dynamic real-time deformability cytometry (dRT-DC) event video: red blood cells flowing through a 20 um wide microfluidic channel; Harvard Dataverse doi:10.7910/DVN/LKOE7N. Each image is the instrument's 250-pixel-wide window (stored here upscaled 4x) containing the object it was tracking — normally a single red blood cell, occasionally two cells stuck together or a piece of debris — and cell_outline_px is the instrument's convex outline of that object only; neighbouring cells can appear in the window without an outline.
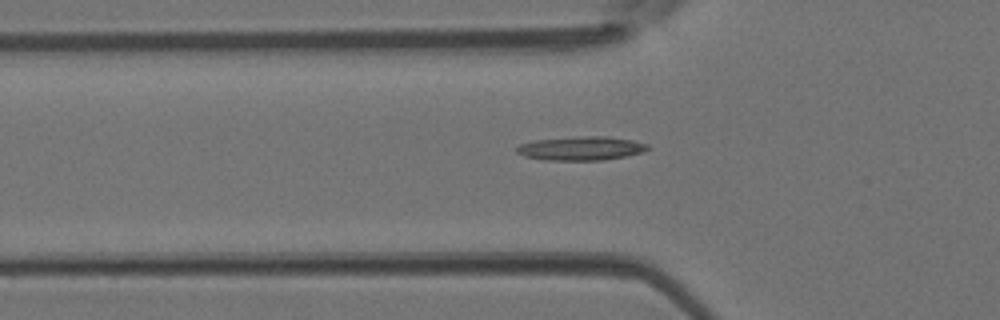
{"species": "Egyptian fruit bat (a non-hibernating species)", "species_latin": "Rousettus aegyptiacus", "temperature_condition": "room temperature", "stored_images_in_passage": 27, "camera_frame_rate_fps": 3000, "um_per_image_px": 0.085, "animal": {"sex": "female"}, "frame": {"image": 1, "passage_image": 5, "time_ms": 1.333, "image_size_px": [1000, 320], "cell_outline_px": [[648, 148], [640, 152], [624, 156], [604, 160], [544, 160], [524, 156], [516, 152], [516, 148], [520, 144], [536, 140], [580, 136], [608, 136], [632, 140], [648, 144]], "centroid_in_image_um": [49.36, 12.61], "position_along_channel_um": 76.4, "area_um2": 18.03}}
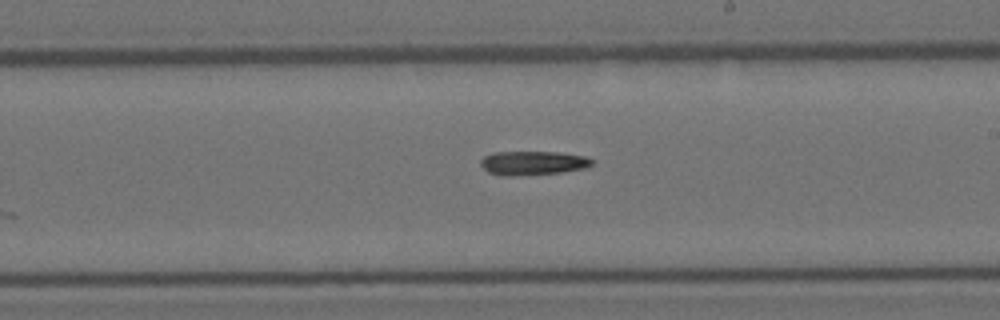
{"frame": {"image": 2, "passage_image": 16, "time_ms": 5.0, "image_size_px": [1000, 320], "cell_outline_px": [[596, 160], [588, 168], [560, 172], [512, 176], [500, 176], [488, 172], [480, 164], [480, 160], [484, 156], [492, 152], [556, 152], [584, 156]], "centroid_in_image_um": [45.29, 13.85], "position_along_channel_um": 243.7, "area_um2": 15.66}}
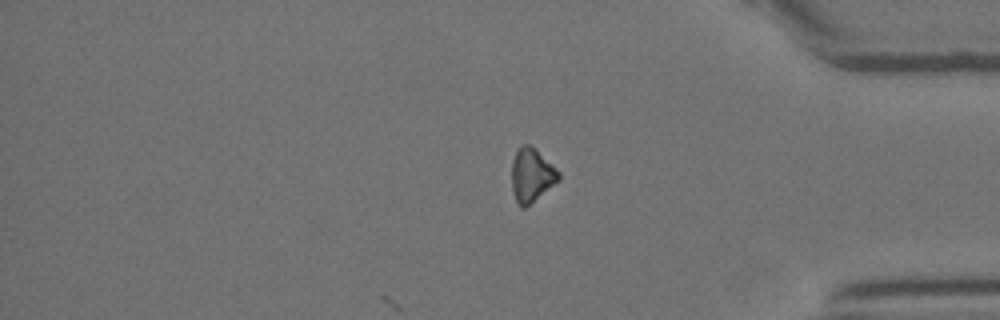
{"frame": {"image": 3, "passage_image": 27, "time_ms": 8.667, "image_size_px": [1000, 320], "cell_outline_px": [[560, 180], [524, 208], [520, 208], [512, 192], [512, 160], [516, 152], [524, 144], [528, 144], [552, 164], [560, 172]], "centroid_in_image_um": [45.18, 14.91], "position_along_channel_um": 390.0, "area_um2": 14.39}}